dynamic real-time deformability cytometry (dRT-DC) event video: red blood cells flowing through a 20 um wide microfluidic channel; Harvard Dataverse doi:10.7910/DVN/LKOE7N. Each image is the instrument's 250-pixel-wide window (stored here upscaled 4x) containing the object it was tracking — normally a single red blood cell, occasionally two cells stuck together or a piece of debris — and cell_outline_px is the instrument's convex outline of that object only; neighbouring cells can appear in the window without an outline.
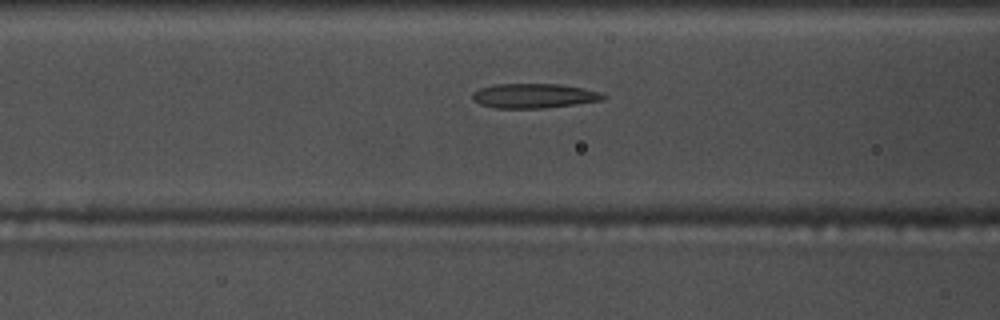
{"species": "common noctule bat (a hibernating species)", "species_latin": "Nyctalus noctula", "temperature_condition": "warm", "stored_images_in_passage": 36, "camera_frame_rate_fps": 3000, "um_per_image_px": 0.085, "animal": {"sex": "male", "body_mass_g": 17.5, "forearm_length_mm": 52.3}, "frame": {"image": 1, "passage_image": 5, "time_ms": 1.333, "image_size_px": [1000, 320], "cell_outline_px": [[608, 96], [604, 100], [544, 108], [496, 108], [480, 104], [472, 100], [472, 92], [480, 88], [496, 84], [560, 84], [584, 88], [604, 92]], "centroid_in_image_um": [45.43, 8.14], "position_along_channel_um": 121.2, "area_um2": 18.9}}
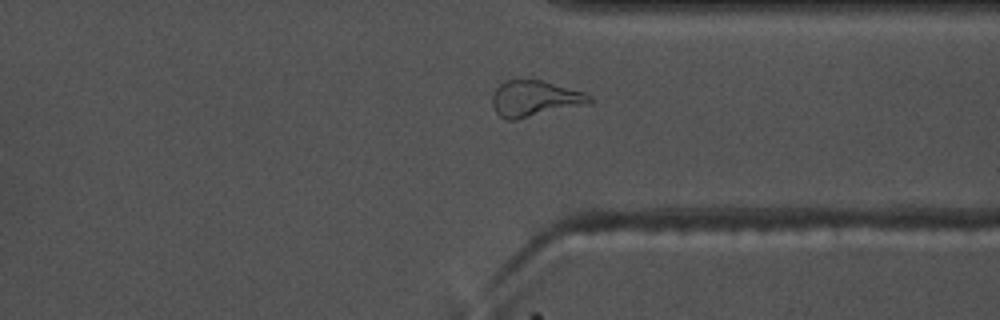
{"frame": {"image": 2, "passage_image": 25, "time_ms": 8.0, "image_size_px": [1000, 320], "cell_outline_px": [[592, 100], [588, 104], [516, 120], [508, 120], [500, 116], [496, 112], [492, 104], [492, 96], [496, 88], [500, 84], [508, 80], [540, 80], [584, 92], [592, 96]], "centroid_in_image_um": [45.45, 8.39], "position_along_channel_um": 366.0, "area_um2": 20.23}}
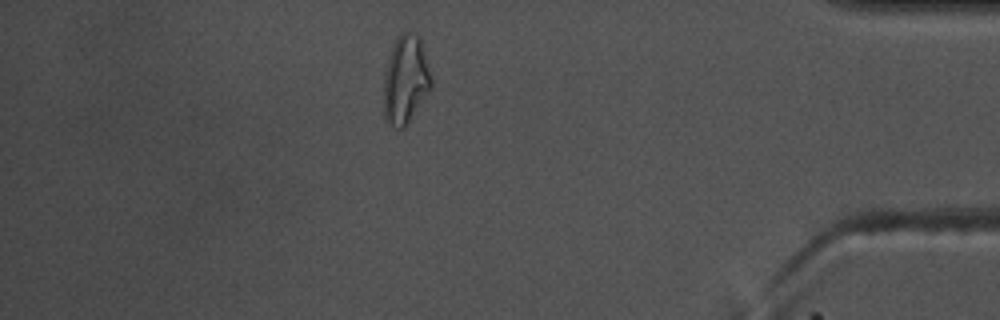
{"frame": {"image": 3, "passage_image": 31, "time_ms": 10.0, "image_size_px": [1000, 320], "cell_outline_px": [[432, 88], [408, 124], [404, 128], [396, 128], [384, 116], [384, 76], [388, 60], [392, 48], [400, 32], [408, 32], [420, 36], [432, 76]], "centroid_in_image_um": [34.51, 6.78], "position_along_channel_um": 400.7, "area_um2": 24.51}}